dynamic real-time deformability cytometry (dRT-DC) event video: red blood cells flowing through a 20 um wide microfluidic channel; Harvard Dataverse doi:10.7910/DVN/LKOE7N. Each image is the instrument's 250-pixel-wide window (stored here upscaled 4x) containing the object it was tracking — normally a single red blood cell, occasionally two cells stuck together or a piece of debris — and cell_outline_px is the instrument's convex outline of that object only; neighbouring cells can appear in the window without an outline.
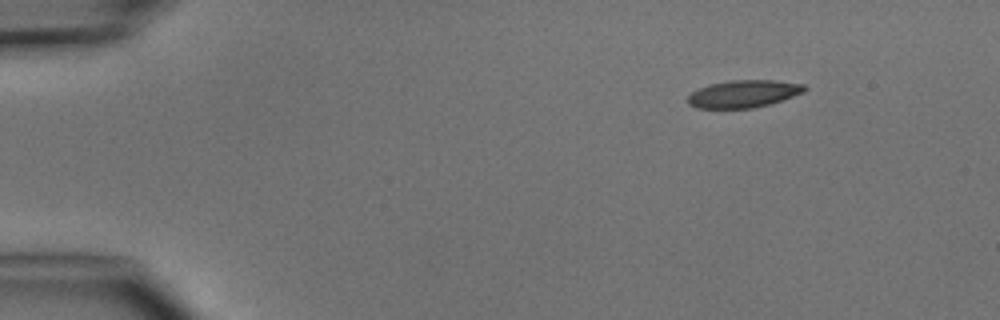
{"species": "common noctule bat (a hibernating species)", "species_latin": "Nyctalus noctula", "temperature_condition": "cold", "stored_images_in_passage": 4, "camera_frame_rate_fps": 3000, "um_per_image_px": 0.085, "animal": {"sex": "male", "body_mass_g": 15.6}, "frame": {"image": 1, "passage_image": 1, "time_ms": 0.0, "image_size_px": [1000, 320], "cell_outline_px": [[808, 88], [804, 92], [772, 104], [752, 108], [696, 108], [688, 104], [688, 96], [692, 92], [700, 88], [712, 84], [732, 80], [772, 80], [804, 84]], "centroid_in_image_um": [63.24, 7.98], "position_along_channel_um": 21.8, "area_um2": 18.61}}
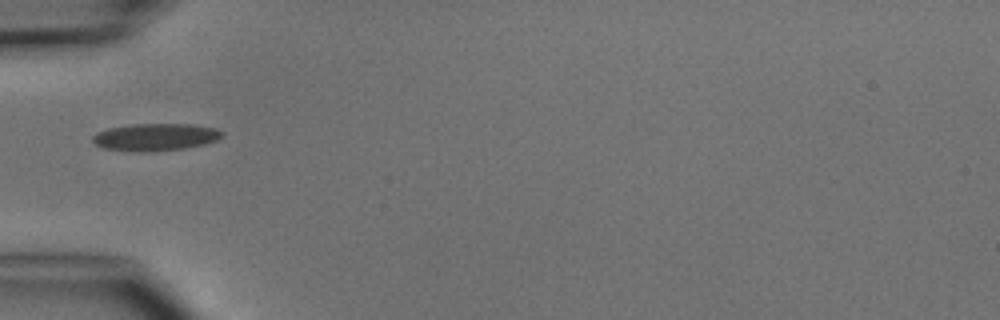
{"frame": {"image": 2, "passage_image": 4, "time_ms": 3.333, "image_size_px": [1000, 320], "cell_outline_px": [[224, 132], [216, 140], [204, 144], [184, 148], [148, 152], [144, 152], [104, 148], [96, 144], [92, 140], [92, 136], [96, 132], [108, 128], [132, 124], [192, 124], [216, 128]], "centroid_in_image_um": [13.19, 11.64], "position_along_channel_um": 71.8, "area_um2": 20.46}}